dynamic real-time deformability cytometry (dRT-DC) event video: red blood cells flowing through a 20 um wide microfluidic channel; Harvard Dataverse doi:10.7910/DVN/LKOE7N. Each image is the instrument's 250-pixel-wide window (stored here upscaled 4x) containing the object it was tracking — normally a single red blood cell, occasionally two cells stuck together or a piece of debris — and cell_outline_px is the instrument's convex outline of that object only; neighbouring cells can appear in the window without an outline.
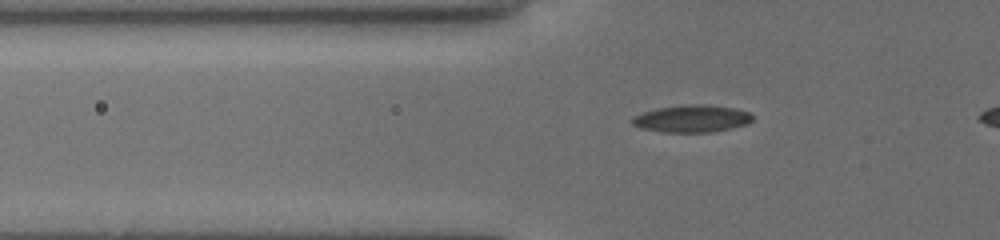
{"species": "common noctule bat (a hibernating species)", "species_latin": "Nyctalus noctula", "temperature_condition": "cold", "stored_images_in_passage": 45, "camera_frame_rate_fps": 3000, "um_per_image_px": 0.085, "animal": {"sex": "female", "body_mass_g": 19.5, "forearm_length_mm": 54.1}, "frame": {"image": 1, "passage_image": 15, "time_ms": 4.667, "image_size_px": [1000, 240], "cell_outline_px": [[752, 120], [748, 124], [732, 128], [712, 132], [660, 132], [640, 128], [632, 124], [632, 116], [656, 108], [680, 104], [708, 104], [736, 108], [748, 112], [752, 116]], "centroid_in_image_um": [58.79, 10.07], "position_along_channel_um": 67.0, "area_um2": 19.42}}
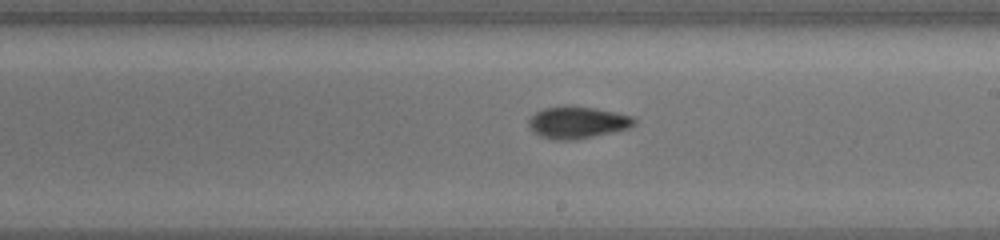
{"frame": {"image": 2, "passage_image": 29, "time_ms": 9.333, "image_size_px": [1000, 240], "cell_outline_px": [[636, 124], [628, 128], [612, 132], [576, 140], [552, 140], [540, 136], [528, 124], [528, 120], [536, 112], [544, 108], [592, 108], [612, 112], [628, 116], [636, 120]], "centroid_in_image_um": [49.07, 10.46], "position_along_channel_um": 239.9, "area_um2": 18.79}}
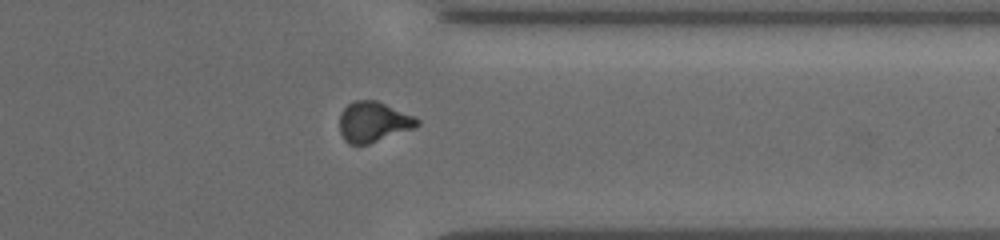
{"frame": {"image": 3, "passage_image": 40, "time_ms": 13.0, "image_size_px": [1000, 240], "cell_outline_px": [[420, 124], [416, 128], [368, 144], [348, 144], [344, 140], [340, 132], [340, 112], [348, 104], [356, 100], [376, 100], [412, 116], [420, 120]], "centroid_in_image_um": [31.72, 10.37], "position_along_channel_um": 379.7, "area_um2": 18.15}}